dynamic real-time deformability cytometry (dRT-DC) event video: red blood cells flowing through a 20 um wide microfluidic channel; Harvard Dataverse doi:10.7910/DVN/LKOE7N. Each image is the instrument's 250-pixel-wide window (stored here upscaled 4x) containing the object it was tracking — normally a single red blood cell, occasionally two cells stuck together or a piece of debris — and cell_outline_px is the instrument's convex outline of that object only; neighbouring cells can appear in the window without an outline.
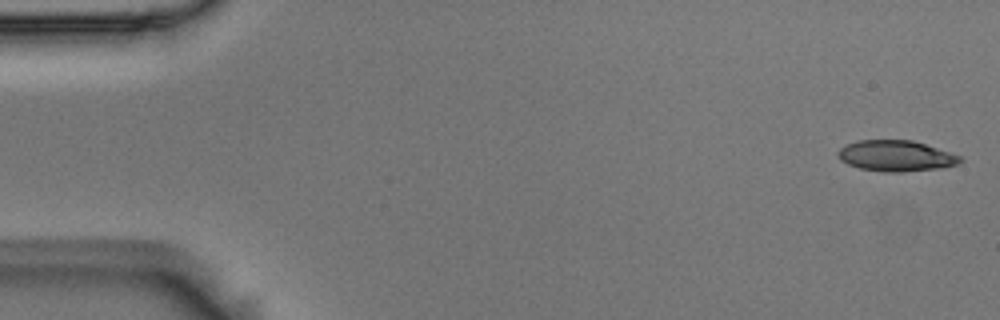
{"species": "Egyptian fruit bat (a non-hibernating species)", "species_latin": "Rousettus aegyptiacus", "temperature_condition": "room temperature", "stored_images_in_passage": 49, "camera_frame_rate_fps": 3000, "um_per_image_px": 0.085, "animal": {"sex": "male"}, "frame": {"image": 1, "passage_image": 1, "time_ms": 0.0, "image_size_px": [1000, 320], "cell_outline_px": [[964, 160], [960, 164], [940, 168], [900, 172], [884, 172], [860, 168], [848, 164], [840, 160], [836, 156], [836, 152], [840, 148], [856, 140], [912, 140], [960, 156]], "centroid_in_image_um": [76.13, 13.25], "position_along_channel_um": 8.9, "area_um2": 21.96}}
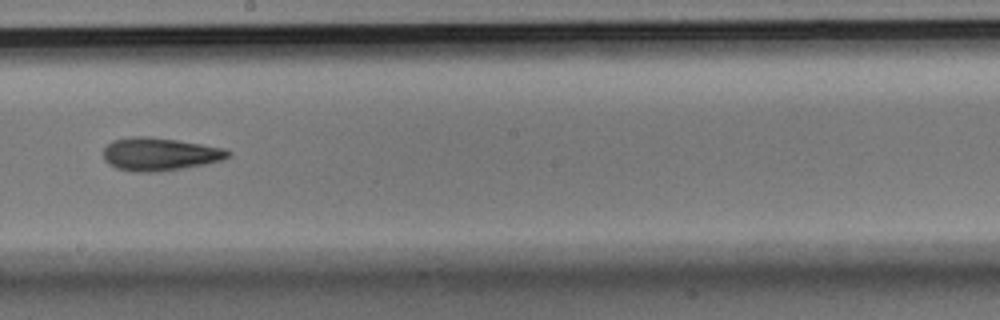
{"frame": {"image": 2, "passage_image": 30, "time_ms": 9.667, "image_size_px": [1000, 320], "cell_outline_px": [[232, 156], [224, 160], [204, 164], [156, 172], [132, 172], [116, 168], [108, 164], [104, 160], [104, 148], [112, 140], [132, 136], [144, 136], [176, 140], [224, 148], [232, 152]], "centroid_in_image_um": [13.57, 13.1], "position_along_channel_um": 234.6, "area_um2": 23.99}}
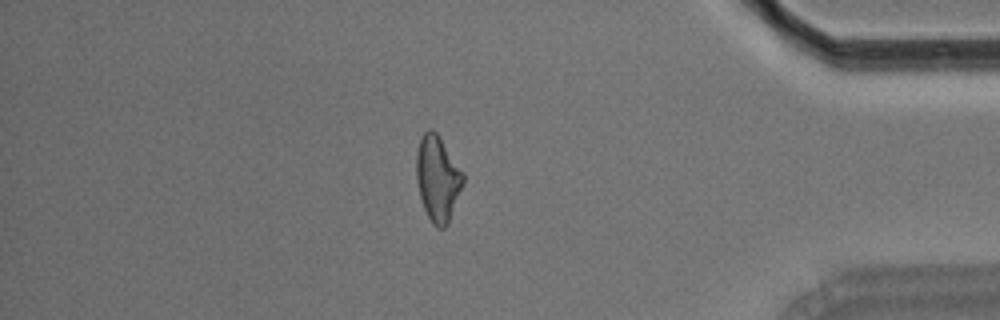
{"frame": {"image": 3, "passage_image": 46, "time_ms": 15.0, "image_size_px": [1000, 320], "cell_outline_px": [[464, 180], [448, 224], [444, 228], [436, 228], [432, 224], [424, 208], [420, 196], [416, 176], [416, 152], [420, 140], [424, 132], [428, 128], [432, 128], [436, 132], [464, 172]], "centroid_in_image_um": [37.2, 15.16], "position_along_channel_um": 398.0, "area_um2": 23.18}}